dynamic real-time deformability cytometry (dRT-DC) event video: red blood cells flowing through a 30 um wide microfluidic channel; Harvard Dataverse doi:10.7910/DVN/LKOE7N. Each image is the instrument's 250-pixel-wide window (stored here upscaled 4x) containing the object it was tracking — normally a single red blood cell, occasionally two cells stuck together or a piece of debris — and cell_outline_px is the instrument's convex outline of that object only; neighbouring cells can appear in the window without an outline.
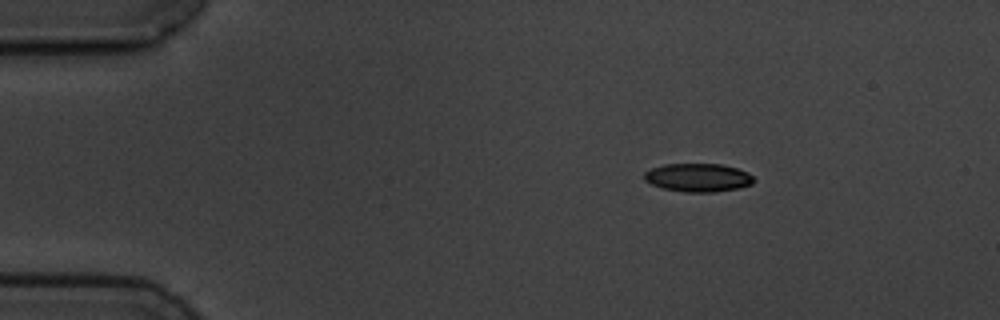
{"species": "common noctule bat (a hibernating species)", "species_latin": "Nyctalus noctula", "temperature_condition": "cold", "stored_images_in_passage": 4, "camera_frame_rate_fps": 3000, "um_per_image_px": 0.085, "animal": {"sex": "male", "body_mass_g": 19.5, "forearm_length_mm": 54.6}, "frame": {"image": 1, "passage_image": 1, "time_ms": 0.0, "image_size_px": [1000, 320], "cell_outline_px": [[756, 180], [752, 184], [736, 188], [712, 192], [684, 192], [664, 188], [652, 184], [644, 180], [644, 172], [652, 168], [664, 164], [720, 164], [736, 168], [748, 172]], "centroid_in_image_um": [59.33, 15.09], "position_along_channel_um": 25.7, "area_um2": 17.98}}